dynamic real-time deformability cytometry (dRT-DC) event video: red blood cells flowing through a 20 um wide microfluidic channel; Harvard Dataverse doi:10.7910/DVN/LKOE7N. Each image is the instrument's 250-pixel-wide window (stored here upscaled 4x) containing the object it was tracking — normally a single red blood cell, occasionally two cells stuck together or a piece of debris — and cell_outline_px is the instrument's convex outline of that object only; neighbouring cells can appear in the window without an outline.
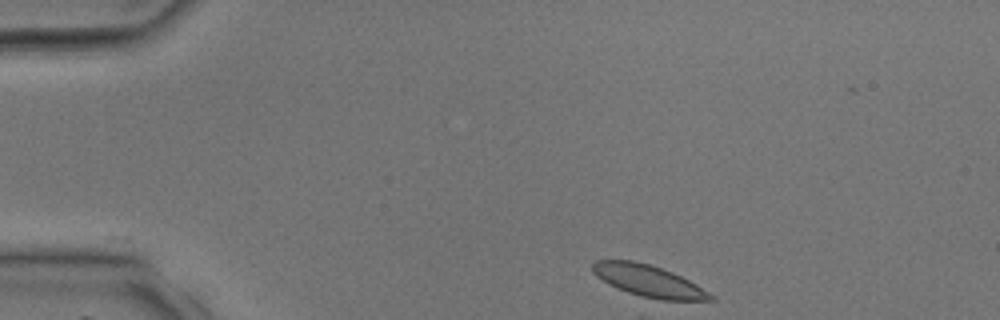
{"species": "common noctule bat (a hibernating species)", "species_latin": "Nyctalus noctula", "temperature_condition": "room temperature", "stored_images_in_passage": 24, "camera_frame_rate_fps": 3000, "um_per_image_px": 0.085, "animal": {"sex": "male", "body_mass_g": 17.9, "forearm_length_mm": 54.2}, "frame": {"image": 1, "passage_image": 1, "time_ms": 0.0, "image_size_px": [1000, 320], "cell_outline_px": [[716, 300], [660, 300], [640, 296], [628, 292], [608, 284], [596, 276], [592, 272], [592, 264], [596, 260], [632, 260], [648, 264], [672, 272], [696, 284], [708, 292]], "centroid_in_image_um": [55.08, 23.87], "position_along_channel_um": 29.9, "area_um2": 21.5}}
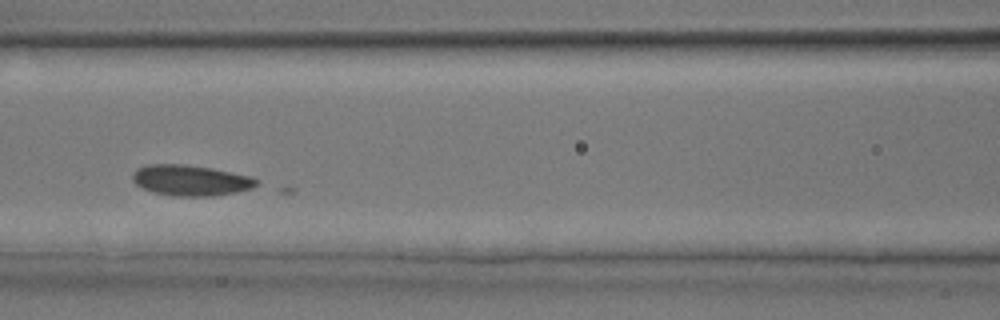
{"frame": {"image": 2, "passage_image": 12, "time_ms": 3.667, "image_size_px": [1000, 320], "cell_outline_px": [[260, 184], [252, 188], [236, 192], [212, 196], [172, 196], [152, 192], [136, 184], [132, 180], [132, 172], [136, 168], [148, 164], [184, 164], [212, 168], [252, 176], [260, 180]], "centroid_in_image_um": [16.22, 15.32], "position_along_channel_um": 150.4, "area_um2": 22.48}}
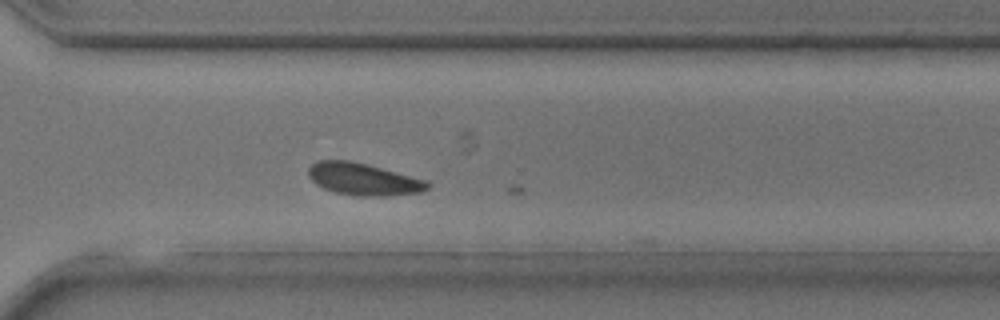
{"frame": {"image": 3, "passage_image": 23, "time_ms": 7.333, "image_size_px": [1000, 320], "cell_outline_px": [[432, 184], [428, 188], [420, 192], [388, 196], [356, 196], [336, 192], [324, 188], [316, 184], [308, 176], [308, 168], [316, 160], [348, 160], [368, 164], [428, 180]], "centroid_in_image_um": [30.9, 15.22], "position_along_channel_um": 339.7, "area_um2": 22.48}}